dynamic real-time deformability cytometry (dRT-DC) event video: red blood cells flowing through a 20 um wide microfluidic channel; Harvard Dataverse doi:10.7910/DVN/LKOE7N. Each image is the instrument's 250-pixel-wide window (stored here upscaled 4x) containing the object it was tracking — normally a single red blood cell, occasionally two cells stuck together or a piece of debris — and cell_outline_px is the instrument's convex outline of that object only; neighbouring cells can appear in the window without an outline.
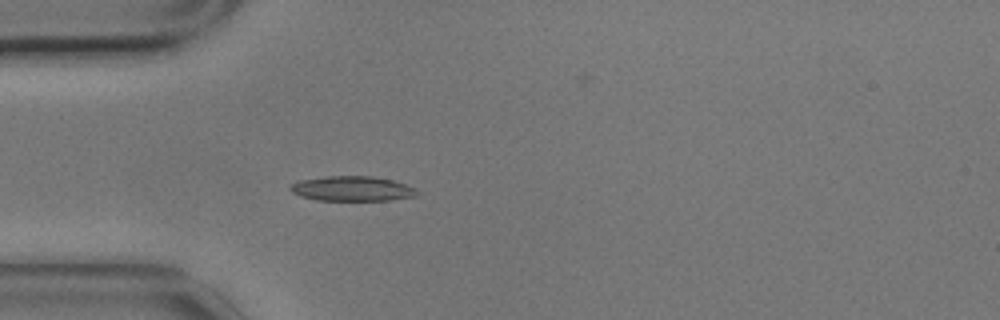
{"species": "common noctule bat (a hibernating species)", "species_latin": "Nyctalus noctula", "temperature_condition": "cold", "stored_images_in_passage": 12, "camera_frame_rate_fps": 3000, "um_per_image_px": 0.085, "animal": {"sex": "male", "body_mass_g": 17.9}, "frame": {"image": 1, "passage_image": 1, "time_ms": 0.0, "image_size_px": [1000, 320], "cell_outline_px": [[420, 192], [416, 196], [392, 200], [316, 200], [300, 196], [292, 192], [288, 188], [296, 180], [324, 176], [372, 176], [392, 180], [416, 188]], "centroid_in_image_um": [29.91, 16.03], "position_along_channel_um": 55.1, "area_um2": 18.55}}